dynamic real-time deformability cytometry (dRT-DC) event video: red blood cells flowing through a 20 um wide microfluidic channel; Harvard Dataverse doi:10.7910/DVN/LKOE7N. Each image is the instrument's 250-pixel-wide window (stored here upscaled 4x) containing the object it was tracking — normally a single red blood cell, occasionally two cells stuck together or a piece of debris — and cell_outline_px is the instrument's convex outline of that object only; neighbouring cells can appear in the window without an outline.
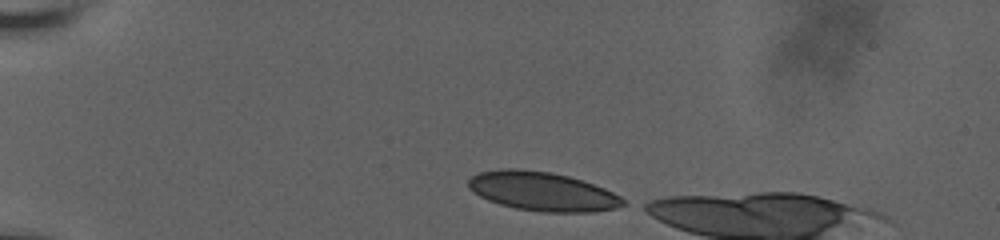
{"species": "human", "species_latin": "Homo sapiens", "temperature_condition": "room temperature", "stored_images_in_passage": 6, "camera_frame_rate_fps": 3000, "um_per_image_px": 0.085, "donor": {"sex": "male"}, "frame": {"image": 1, "passage_image": 1, "time_ms": 0.0, "image_size_px": [1000, 240], "cell_outline_px": [[628, 204], [616, 208], [596, 212], [540, 212], [516, 208], [500, 204], [488, 200], [472, 192], [468, 188], [468, 180], [472, 176], [480, 172], [500, 168], [516, 168], [548, 172], [568, 176], [604, 188], [620, 196]], "centroid_in_image_um": [46.09, 16.27], "position_along_channel_um": 38.9, "area_um2": 35.14}}